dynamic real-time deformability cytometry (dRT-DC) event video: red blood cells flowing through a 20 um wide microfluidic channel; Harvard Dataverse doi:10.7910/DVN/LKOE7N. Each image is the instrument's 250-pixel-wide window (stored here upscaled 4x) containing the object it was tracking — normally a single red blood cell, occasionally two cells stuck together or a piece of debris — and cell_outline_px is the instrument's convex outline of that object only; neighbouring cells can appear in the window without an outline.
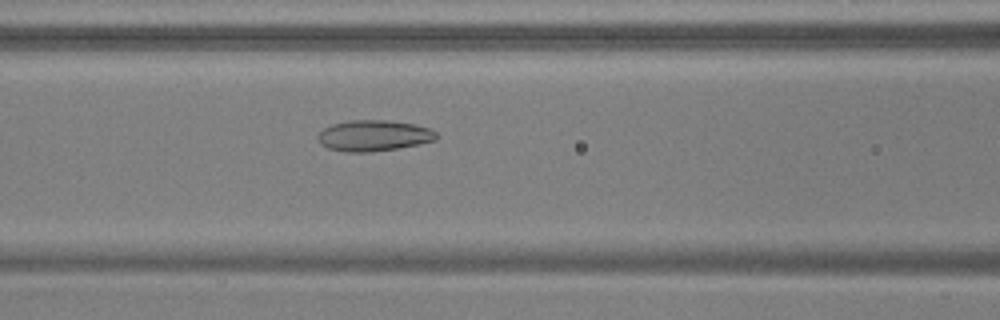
{"species": "common noctule bat (a hibernating species)", "species_latin": "Nyctalus noctula", "temperature_condition": "warm", "stored_images_in_passage": 37, "camera_frame_rate_fps": 3000, "um_per_image_px": 0.085, "animal": {"sex": "male", "body_mass_g": 17.9, "forearm_length_mm": 54.2}, "frame": {"image": 1, "passage_image": 6, "time_ms": 1.667, "image_size_px": [1000, 320], "cell_outline_px": [[440, 136], [436, 140], [420, 144], [372, 152], [348, 152], [328, 148], [320, 144], [316, 136], [324, 128], [332, 124], [348, 120], [388, 120], [416, 124], [428, 128], [436, 132]], "centroid_in_image_um": [31.78, 11.52], "position_along_channel_um": 134.8, "area_um2": 21.56}}
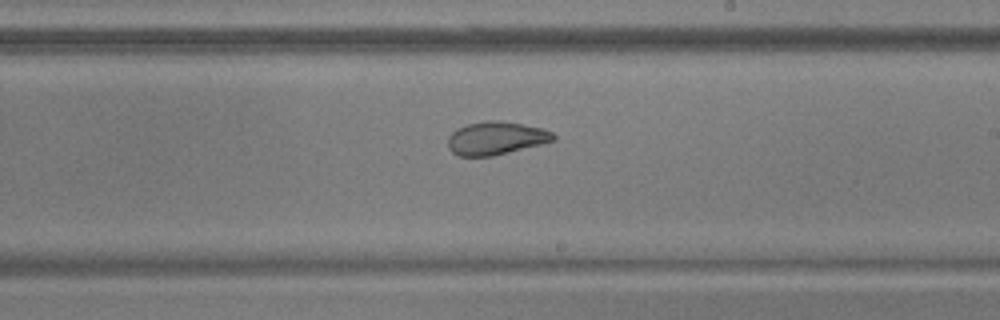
{"frame": {"image": 2, "passage_image": 15, "time_ms": 4.667, "image_size_px": [1000, 320], "cell_outline_px": [[556, 140], [492, 156], [456, 156], [448, 148], [448, 136], [456, 128], [468, 124], [488, 120], [520, 124], [544, 128], [552, 132], [556, 136]], "centroid_in_image_um": [42.13, 11.75], "position_along_channel_um": 246.9, "area_um2": 20.17}}
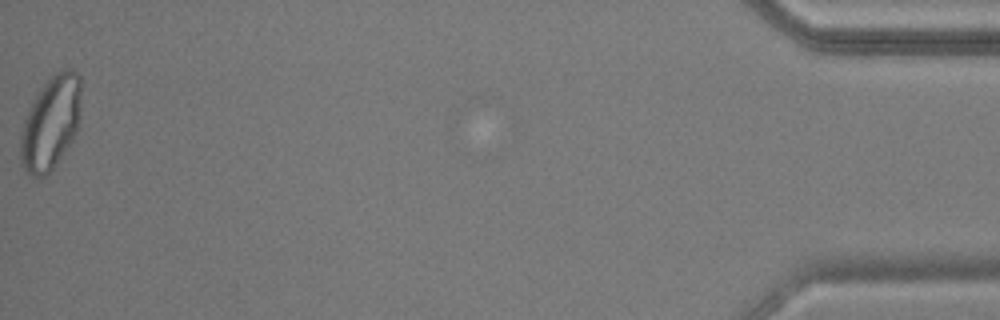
{"frame": {"image": 3, "passage_image": 37, "time_ms": 12.0, "image_size_px": [1000, 320], "cell_outline_px": [[80, 116], [76, 132], [72, 140], [52, 168], [44, 176], [32, 176], [20, 164], [20, 132], [24, 120], [40, 88], [56, 72], [64, 68], [72, 68], [80, 76]], "centroid_in_image_um": [4.31, 10.42], "position_along_channel_um": 430.9, "area_um2": 32.66}, "authors_computed_cell_mechanics": {"area_um2": 21.964, "velocity_mm_per_s": 3.74, "shape_relaxation_time_tau1_ms": 5.7001, "shape_relaxation_time_tau2_ms": 1.4583, "deformation_change_tau1": 0.1462, "deformation_change_tau2": 0.0723}}